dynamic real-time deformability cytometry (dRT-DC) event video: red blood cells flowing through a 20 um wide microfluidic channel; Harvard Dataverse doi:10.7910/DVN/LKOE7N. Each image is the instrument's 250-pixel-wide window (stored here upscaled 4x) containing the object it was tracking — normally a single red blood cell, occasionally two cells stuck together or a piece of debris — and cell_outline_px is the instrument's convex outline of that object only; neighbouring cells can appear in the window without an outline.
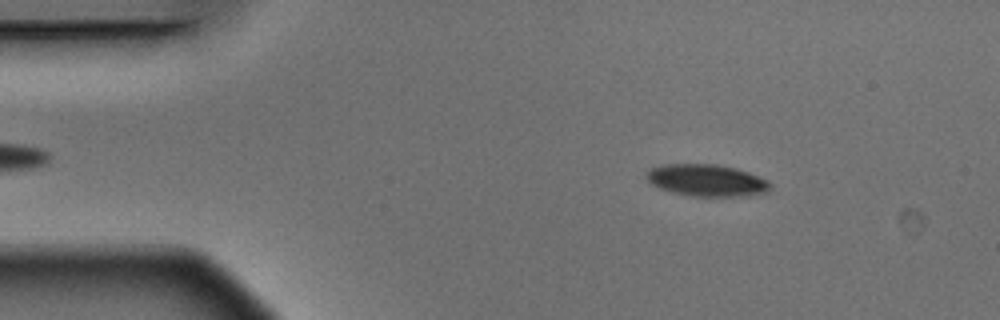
{"species": "Egyptian fruit bat (a non-hibernating species)", "species_latin": "Rousettus aegyptiacus", "temperature_condition": "warm", "stored_images_in_passage": 3, "camera_frame_rate_fps": 3000, "um_per_image_px": 0.085, "animal": {"sex": "male"}, "frame": {"image": 1, "passage_image": 1, "time_ms": 0.0, "image_size_px": [1000, 320], "cell_outline_px": [[772, 188], [768, 192], [748, 196], [692, 196], [660, 188], [652, 184], [644, 176], [648, 168], [664, 164], [716, 164], [736, 168], [748, 172], [768, 180], [772, 184]], "centroid_in_image_um": [60.09, 15.32], "position_along_channel_um": 24.9, "area_um2": 23.18}}